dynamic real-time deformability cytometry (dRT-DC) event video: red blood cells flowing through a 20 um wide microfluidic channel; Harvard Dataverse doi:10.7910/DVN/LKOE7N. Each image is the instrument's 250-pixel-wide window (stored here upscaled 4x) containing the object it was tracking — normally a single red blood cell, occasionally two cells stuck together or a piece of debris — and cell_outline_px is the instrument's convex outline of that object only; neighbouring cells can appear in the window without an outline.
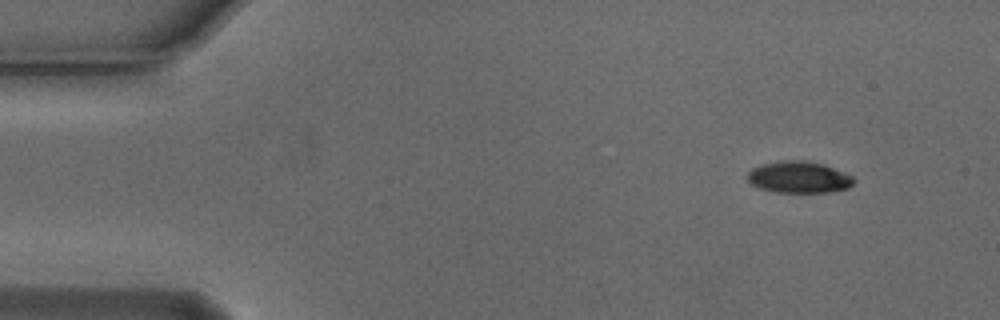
{"species": "Egyptian fruit bat (a non-hibernating species)", "species_latin": "Rousettus aegyptiacus", "temperature_condition": "cold", "stored_images_in_passage": 50, "camera_frame_rate_fps": 3000, "um_per_image_px": 0.085, "animal": {"sex": "male"}, "frame": {"image": 1, "passage_image": 1, "time_ms": 0.0, "image_size_px": [1000, 320], "cell_outline_px": [[856, 180], [848, 188], [828, 192], [776, 192], [760, 188], [752, 184], [748, 180], [748, 172], [752, 168], [760, 164], [784, 160], [804, 160], [824, 164], [852, 176]], "centroid_in_image_um": [67.9, 15.05], "position_along_channel_um": 17.1, "area_um2": 19.54}}
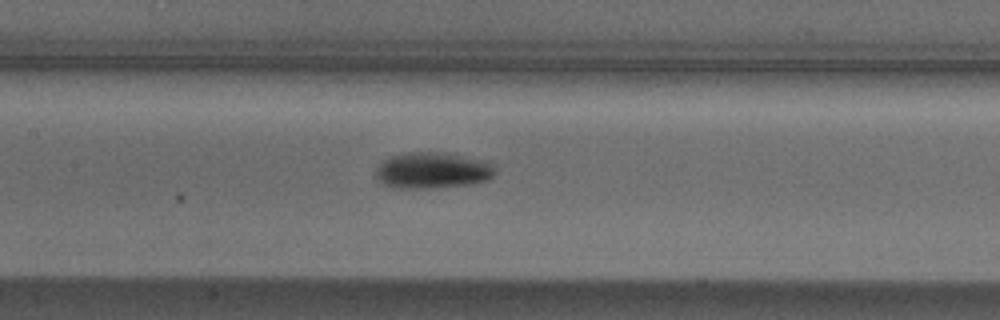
{"frame": {"image": 2, "passage_image": 21, "time_ms": 6.667, "image_size_px": [1000, 320], "cell_outline_px": [[496, 172], [488, 180], [472, 184], [432, 188], [392, 188], [384, 184], [376, 176], [376, 168], [384, 160], [392, 156], [404, 152], [432, 152], [488, 160], [496, 168]], "centroid_in_image_um": [36.78, 14.49], "position_along_channel_um": 170.6, "area_um2": 25.14}}
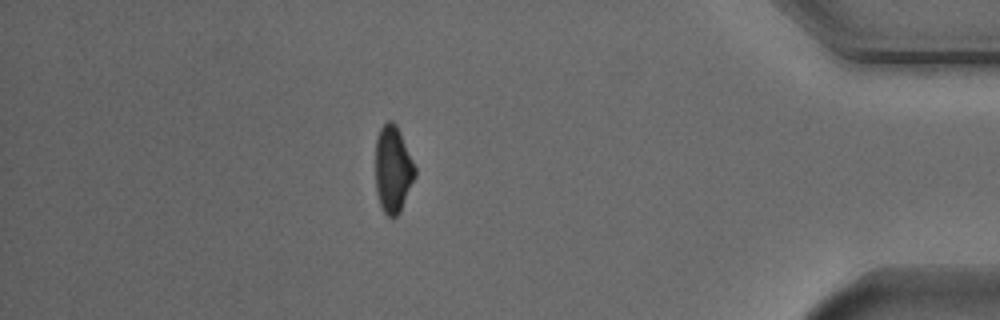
{"frame": {"image": 3, "passage_image": 43, "time_ms": 14.0, "image_size_px": [1000, 320], "cell_outline_px": [[416, 176], [400, 212], [396, 216], [388, 216], [384, 212], [380, 204], [376, 188], [376, 140], [380, 128], [388, 120], [392, 120], [396, 124], [416, 168]], "centroid_in_image_um": [33.41, 14.38], "position_along_channel_um": 401.8, "area_um2": 19.83}, "authors_computed_cell_mechanics": {"area_um2": 21.2704, "velocity_mm_per_s": 3.7673, "shape_relaxation_time_tau1_ms": 2.9869, "shape_relaxation_time_tau2_ms": null, "deformation_change_tau1": 0.1232, "deformation_change_tau2": null}}